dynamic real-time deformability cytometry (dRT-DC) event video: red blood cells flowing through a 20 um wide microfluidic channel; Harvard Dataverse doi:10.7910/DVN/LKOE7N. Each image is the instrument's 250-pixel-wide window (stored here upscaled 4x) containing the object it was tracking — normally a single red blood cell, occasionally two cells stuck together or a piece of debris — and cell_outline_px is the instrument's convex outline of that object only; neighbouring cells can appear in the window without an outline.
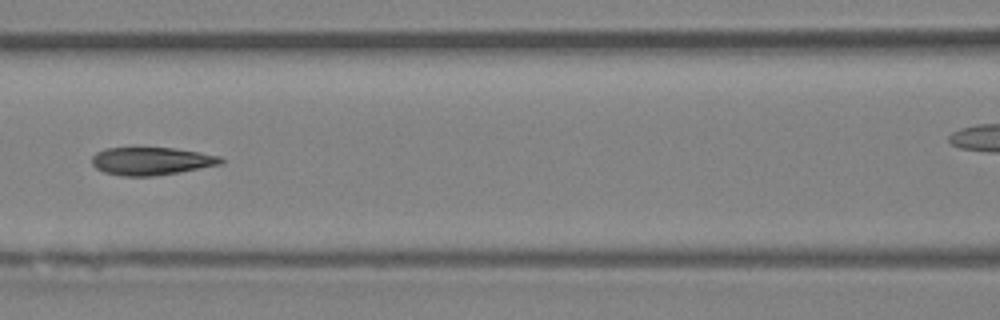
{"species": "Egyptian fruit bat (a non-hibernating species)", "species_latin": "Rousettus aegyptiacus", "temperature_condition": "room temperature", "stored_images_in_passage": 5, "camera_frame_rate_fps": 3000, "um_per_image_px": 0.085, "animal": {"sex": "female"}, "frame": {"image": 1, "passage_image": 3, "time_ms": 0.667, "image_size_px": [1000, 320], "cell_outline_px": [[224, 160], [220, 164], [176, 172], [152, 176], [124, 176], [104, 172], [96, 168], [92, 164], [92, 156], [96, 152], [104, 148], [172, 148], [200, 152], [220, 156]], "centroid_in_image_um": [12.82, 13.68], "position_along_channel_um": 153.8, "area_um2": 20.63}}
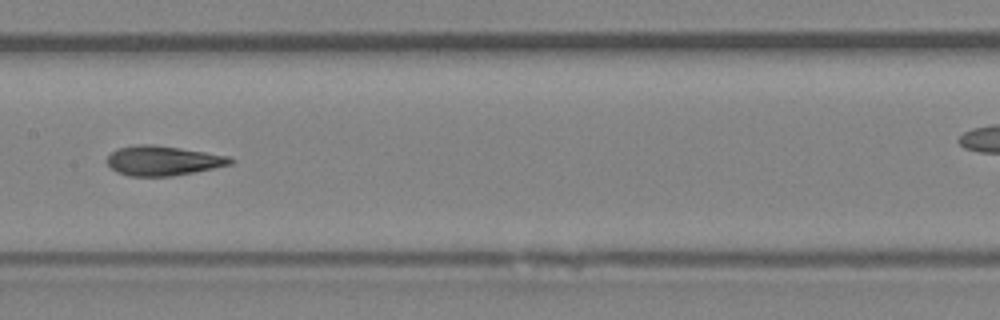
{"frame": {"image": 2, "passage_image": 4, "time_ms": 1.0, "image_size_px": [1000, 320], "cell_outline_px": [[236, 160], [232, 164], [172, 176], [128, 176], [116, 172], [104, 160], [116, 148], [136, 144], [148, 144], [180, 148], [228, 156]], "centroid_in_image_um": [13.8, 13.65], "position_along_channel_um": 193.6, "area_um2": 21.27}}